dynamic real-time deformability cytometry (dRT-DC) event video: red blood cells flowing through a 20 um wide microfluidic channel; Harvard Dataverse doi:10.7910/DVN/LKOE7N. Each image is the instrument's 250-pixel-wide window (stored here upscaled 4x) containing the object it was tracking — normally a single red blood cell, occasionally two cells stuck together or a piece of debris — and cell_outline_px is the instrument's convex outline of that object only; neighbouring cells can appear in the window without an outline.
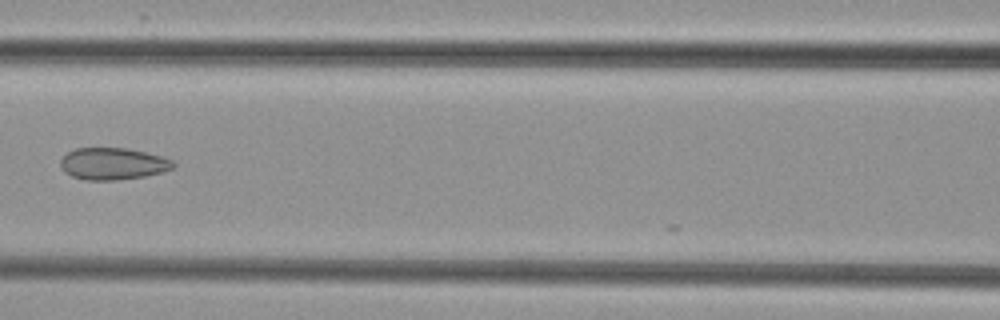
{"species": "common noctule bat (a hibernating species)", "species_latin": "Nyctalus noctula", "temperature_condition": "cold", "stored_images_in_passage": 8, "camera_frame_rate_fps": 3000, "um_per_image_px": 0.085, "animal": {"sex": "female", "body_mass_g": 29.2, "forearm_length_mm": 56.3}, "frame": {"image": 1, "passage_image": 7, "time_ms": 8.0, "image_size_px": [1000, 320], "cell_outline_px": [[176, 164], [172, 168], [160, 172], [144, 176], [116, 180], [84, 180], [72, 176], [64, 172], [60, 168], [60, 160], [68, 152], [76, 148], [128, 148], [160, 156], [172, 160]], "centroid_in_image_um": [9.55, 13.92], "position_along_channel_um": 157.0, "area_um2": 20.87}}
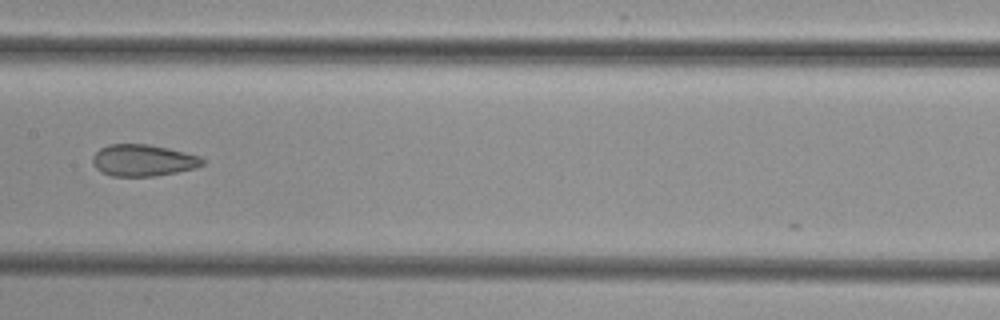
{"frame": {"image": 2, "passage_image": 8, "time_ms": 9.0, "image_size_px": [1000, 320], "cell_outline_px": [[204, 164], [196, 168], [176, 172], [152, 176], [112, 176], [100, 172], [92, 164], [92, 156], [100, 148], [108, 144], [148, 144], [168, 148], [200, 156], [204, 160]], "centroid_in_image_um": [12.13, 13.63], "position_along_channel_um": 195.3, "area_um2": 20.35}}